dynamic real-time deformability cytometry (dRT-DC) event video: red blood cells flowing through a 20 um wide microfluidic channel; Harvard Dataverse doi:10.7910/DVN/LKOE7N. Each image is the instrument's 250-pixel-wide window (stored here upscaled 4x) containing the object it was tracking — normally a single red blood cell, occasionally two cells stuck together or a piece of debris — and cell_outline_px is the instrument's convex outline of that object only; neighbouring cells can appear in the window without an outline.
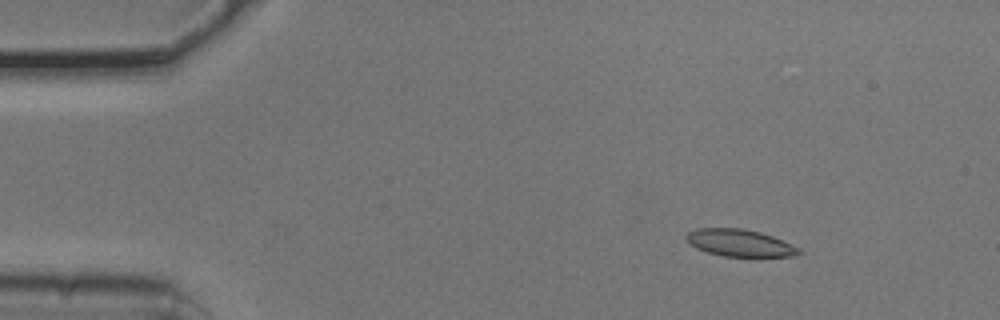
{"species": "common noctule bat (a hibernating species)", "species_latin": "Nyctalus noctula", "temperature_condition": "cold", "stored_images_in_passage": 5, "camera_frame_rate_fps": 3000, "um_per_image_px": 0.085, "animal": {"sex": "male", "body_mass_g": 20.5, "forearm_length_mm": 52.5}, "frame": {"image": 1, "passage_image": 3, "time_ms": 0.667, "image_size_px": [1000, 320], "cell_outline_px": [[800, 252], [796, 256], [724, 256], [708, 252], [696, 248], [688, 244], [684, 236], [688, 232], [696, 228], [740, 228], [760, 232], [772, 236], [800, 248]], "centroid_in_image_um": [62.82, 20.64], "position_along_channel_um": 22.2, "area_um2": 17.69}}